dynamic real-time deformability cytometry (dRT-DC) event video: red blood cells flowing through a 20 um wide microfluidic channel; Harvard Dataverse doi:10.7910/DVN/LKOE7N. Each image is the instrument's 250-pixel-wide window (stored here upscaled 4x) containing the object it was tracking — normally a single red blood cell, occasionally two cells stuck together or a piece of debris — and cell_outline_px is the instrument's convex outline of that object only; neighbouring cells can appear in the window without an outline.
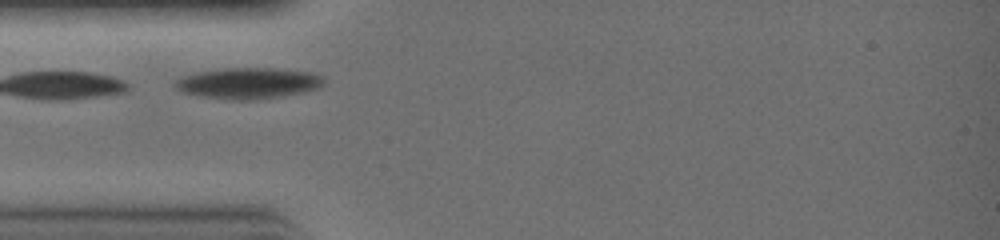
{"species": "common noctule bat (a hibernating species)", "species_latin": "Nyctalus noctula", "temperature_condition": "warm", "stored_images_in_passage": 6, "camera_frame_rate_fps": 3000, "um_per_image_px": 0.085, "animal": {"sex": "female", "body_mass_g": 19.0, "forearm_length_mm": 51.5}, "frame": {"image": 1, "passage_image": 4, "time_ms": 1.0, "image_size_px": [1000, 240], "cell_outline_px": [[324, 84], [320, 88], [304, 92], [280, 96], [252, 100], [232, 100], [200, 96], [180, 92], [172, 84], [176, 80], [184, 76], [196, 72], [224, 68], [272, 68], [312, 72], [320, 76], [324, 80]], "centroid_in_image_um": [21.08, 7.07], "position_along_channel_um": 63.9, "area_um2": 26.99}}